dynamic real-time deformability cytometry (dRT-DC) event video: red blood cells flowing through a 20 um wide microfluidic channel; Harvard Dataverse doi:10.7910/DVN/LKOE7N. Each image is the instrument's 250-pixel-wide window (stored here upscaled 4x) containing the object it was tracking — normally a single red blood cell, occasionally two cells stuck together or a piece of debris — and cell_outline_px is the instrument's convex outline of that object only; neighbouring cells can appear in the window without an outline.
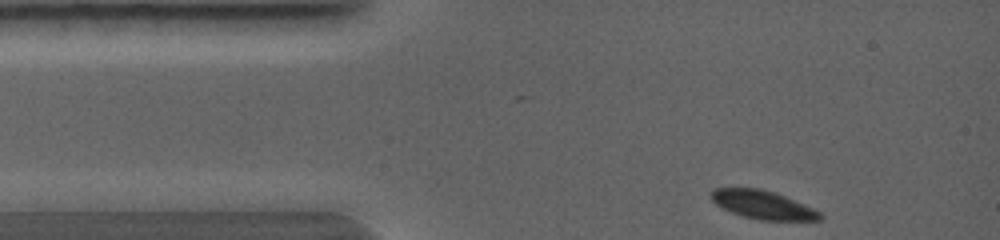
{"species": "common noctule bat (a hibernating species)", "species_latin": "Nyctalus noctula", "temperature_condition": "warm", "stored_images_in_passage": 6, "camera_frame_rate_fps": 5000, "um_per_image_px": 0.085, "animal": {"sex": "female", "body_mass_g": 19.0, "forearm_length_mm": 56.7}, "frame": {"image": 1, "passage_image": 1, "time_ms": 0.0, "image_size_px": [1000, 240], "cell_outline_px": [[824, 216], [820, 220], [760, 220], [744, 216], [720, 208], [712, 200], [712, 192], [716, 188], [760, 188], [776, 192], [804, 204], [820, 212]], "centroid_in_image_um": [64.86, 17.4], "position_along_channel_um": 20.1, "area_um2": 17.92}}
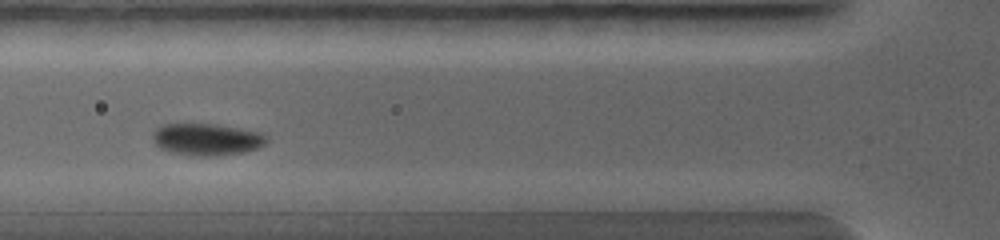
{"frame": {"image": 2, "passage_image": 4, "time_ms": 2.0, "image_size_px": [1000, 240], "cell_outline_px": [[268, 140], [264, 144], [256, 148], [244, 152], [216, 156], [196, 156], [176, 152], [160, 148], [152, 140], [152, 132], [160, 124], [216, 124], [240, 128], [260, 132], [268, 136]], "centroid_in_image_um": [17.57, 11.83], "position_along_channel_um": 108.2, "area_um2": 21.21}}
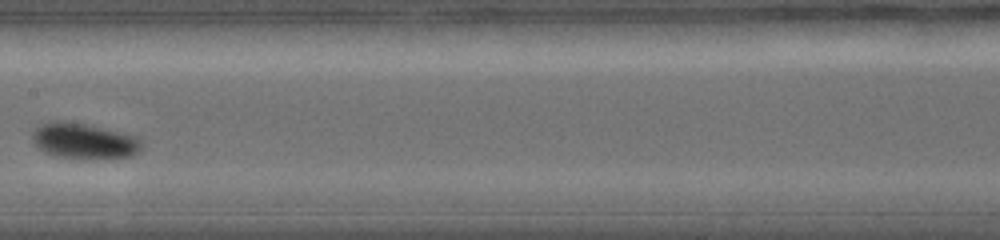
{"frame": {"image": 3, "passage_image": 6, "time_ms": 3.4, "image_size_px": [1000, 240], "cell_outline_px": [[140, 148], [136, 152], [128, 156], [56, 156], [44, 152], [32, 140], [32, 132], [40, 124], [48, 120], [64, 120], [84, 124], [136, 136], [140, 140]], "centroid_in_image_um": [7.03, 11.91], "position_along_channel_um": 200.4, "area_um2": 21.62}}